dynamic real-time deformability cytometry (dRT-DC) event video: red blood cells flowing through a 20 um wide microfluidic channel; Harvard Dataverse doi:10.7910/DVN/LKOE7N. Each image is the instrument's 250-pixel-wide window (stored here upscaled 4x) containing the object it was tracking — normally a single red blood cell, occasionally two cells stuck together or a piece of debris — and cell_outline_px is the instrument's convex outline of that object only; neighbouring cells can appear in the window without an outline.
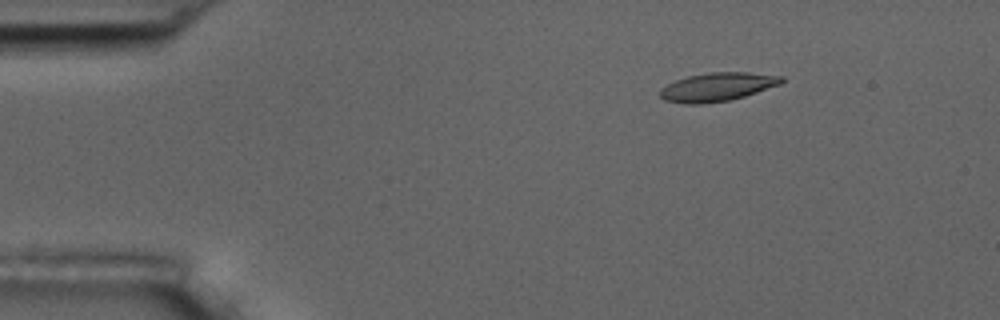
{"species": "common noctule bat (a hibernating species)", "species_latin": "Nyctalus noctula", "temperature_condition": "room temperature", "stored_images_in_passage": 6, "camera_frame_rate_fps": 3000, "um_per_image_px": 0.085, "animal": {"sex": "male", "body_mass_g": 17.5, "forearm_length_mm": 52.3}, "frame": {"image": 1, "passage_image": 3, "time_ms": 2.333, "image_size_px": [1000, 320], "cell_outline_px": [[784, 80], [780, 84], [744, 96], [728, 100], [700, 104], [684, 104], [664, 100], [660, 96], [660, 88], [676, 80], [688, 76], [708, 72], [748, 72], [784, 76]], "centroid_in_image_um": [60.96, 7.38], "position_along_channel_um": 24.0, "area_um2": 20.11}}
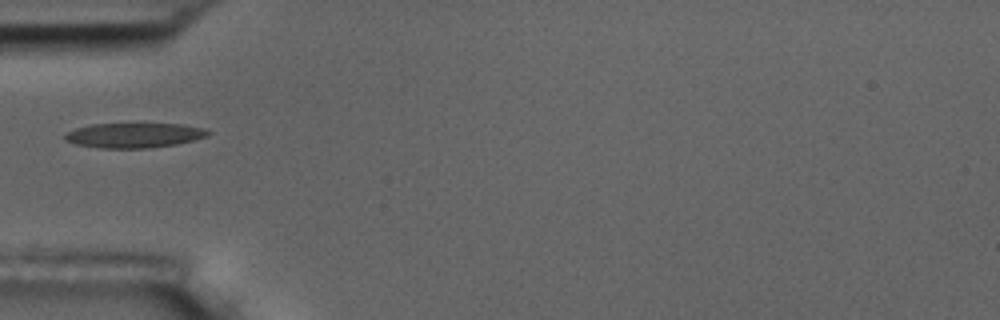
{"frame": {"image": 2, "passage_image": 6, "time_ms": 5.667, "image_size_px": [1000, 320], "cell_outline_px": [[212, 132], [208, 136], [176, 144], [148, 148], [100, 148], [76, 144], [64, 140], [64, 132], [76, 128], [92, 124], [184, 124], [204, 128]], "centroid_in_image_um": [11.39, 11.5], "position_along_channel_um": 73.6, "area_um2": 20.75}}